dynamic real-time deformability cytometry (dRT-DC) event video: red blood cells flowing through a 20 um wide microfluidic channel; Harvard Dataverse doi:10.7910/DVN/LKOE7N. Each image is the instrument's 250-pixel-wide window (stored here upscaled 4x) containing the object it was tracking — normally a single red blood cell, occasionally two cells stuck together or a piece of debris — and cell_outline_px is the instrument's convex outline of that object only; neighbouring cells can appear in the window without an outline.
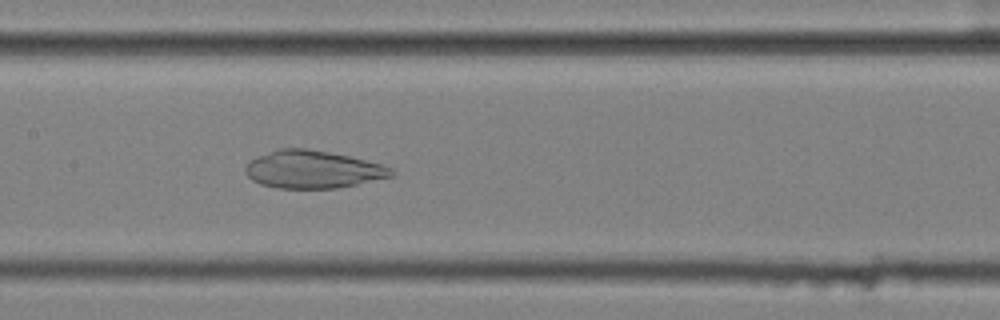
{"species": "common noctule bat (a hibernating species)", "species_latin": "Nyctalus noctula", "temperature_condition": "cold", "stored_images_in_passage": 48, "camera_frame_rate_fps": 3000, "um_per_image_px": 0.085, "animal": {"sex": "female", "body_mass_g": 25.1}, "frame": {"image": 1, "passage_image": 19, "time_ms": 6.0, "image_size_px": [1000, 320], "cell_outline_px": [[396, 176], [336, 188], [276, 188], [260, 184], [252, 180], [244, 172], [244, 168], [252, 160], [260, 156], [280, 148], [304, 148], [328, 152], [348, 156], [380, 164], [392, 168], [396, 172]], "centroid_in_image_um": [26.61, 14.41], "position_along_channel_um": 180.8, "area_um2": 31.79}}
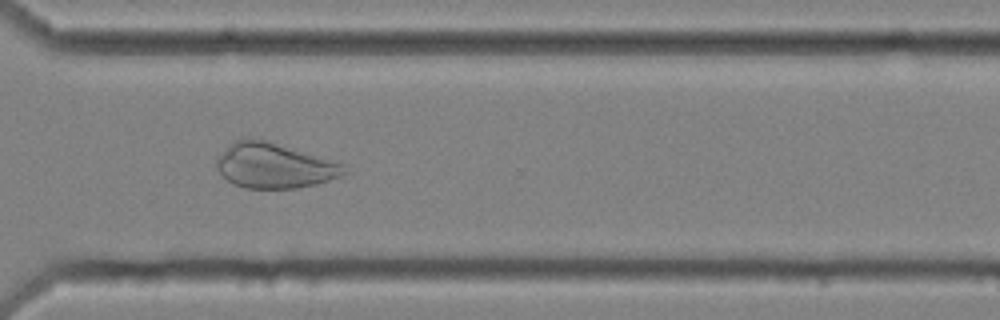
{"frame": {"image": 2, "passage_image": 33, "time_ms": 10.667, "image_size_px": [1000, 320], "cell_outline_px": [[348, 172], [344, 176], [316, 184], [296, 188], [244, 188], [228, 180], [216, 168], [216, 160], [236, 140], [248, 136], [252, 136], [268, 140], [344, 164]], "centroid_in_image_um": [23.35, 14.07], "position_along_channel_um": 347.2, "area_um2": 33.47}}
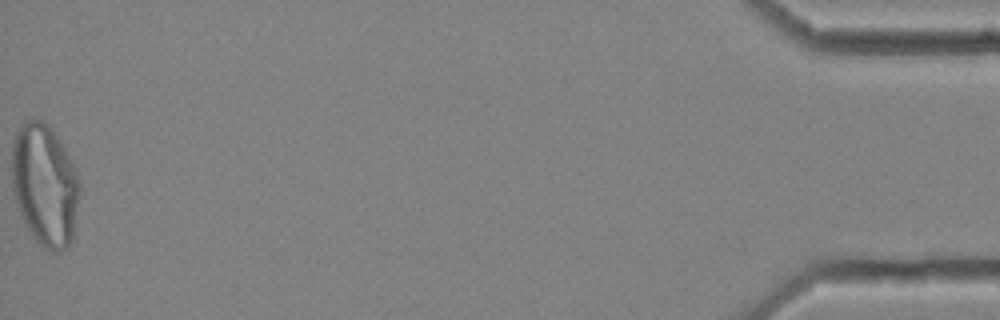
{"frame": {"image": 3, "passage_image": 48, "time_ms": 15.667, "image_size_px": [1000, 320], "cell_outline_px": [[80, 188], [72, 236], [68, 248], [60, 252], [52, 252], [44, 248], [32, 236], [16, 204], [12, 188], [12, 140], [16, 132], [24, 120], [44, 120], [52, 128], [64, 148], [72, 164], [80, 184]], "centroid_in_image_um": [3.78, 15.71], "position_along_channel_um": 431.4, "area_um2": 48.03}}